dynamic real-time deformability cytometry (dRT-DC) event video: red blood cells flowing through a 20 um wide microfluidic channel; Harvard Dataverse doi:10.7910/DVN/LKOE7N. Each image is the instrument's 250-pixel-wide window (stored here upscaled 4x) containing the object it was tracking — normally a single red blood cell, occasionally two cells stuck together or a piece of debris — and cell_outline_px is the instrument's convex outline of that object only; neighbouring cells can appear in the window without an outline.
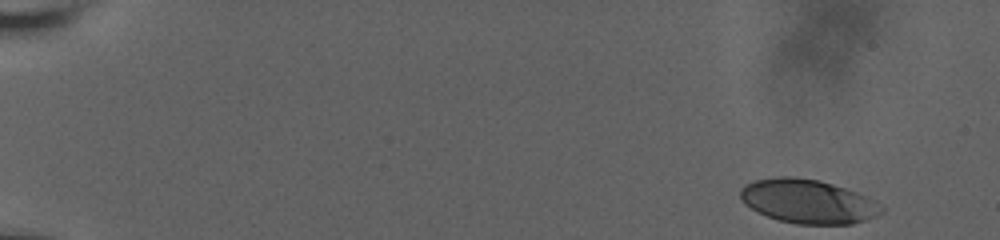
{"species": "human", "species_latin": "Homo sapiens", "temperature_condition": "room temperature", "stored_images_in_passage": 23, "camera_frame_rate_fps": 3000, "um_per_image_px": 0.085, "donor": {"sex": "male"}, "frame": {"image": 1, "passage_image": 1, "time_ms": 0.0, "image_size_px": [1000, 240], "cell_outline_px": [[884, 212], [876, 216], [852, 224], [796, 224], [780, 220], [756, 212], [744, 204], [740, 200], [740, 188], [744, 184], [752, 180], [780, 176], [792, 176], [816, 180], [832, 184], [856, 192], [872, 200], [884, 208]], "centroid_in_image_um": [68.61, 17.11], "position_along_channel_um": 16.4, "area_um2": 36.13}}
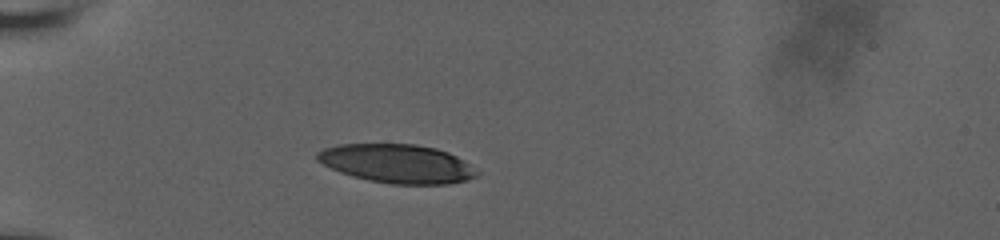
{"frame": {"image": 2, "passage_image": 19, "time_ms": 4.667, "image_size_px": [1000, 240], "cell_outline_px": [[480, 172], [476, 176], [468, 180], [448, 184], [392, 184], [368, 180], [352, 176], [340, 172], [316, 160], [316, 152], [324, 148], [336, 144], [416, 144], [436, 148], [448, 152], [464, 160]], "centroid_in_image_um": [33.76, 13.9], "position_along_channel_um": 51.2, "area_um2": 36.18}}